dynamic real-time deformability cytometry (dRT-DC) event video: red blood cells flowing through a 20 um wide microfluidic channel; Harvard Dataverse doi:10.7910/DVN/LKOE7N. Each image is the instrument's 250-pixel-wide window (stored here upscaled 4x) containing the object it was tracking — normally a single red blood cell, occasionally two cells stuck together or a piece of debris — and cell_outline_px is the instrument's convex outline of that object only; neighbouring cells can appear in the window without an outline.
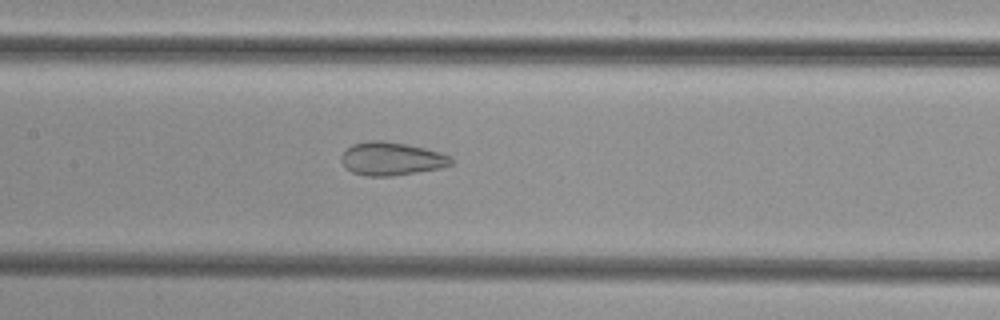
{"species": "common noctule bat (a hibernating species)", "species_latin": "Nyctalus noctula", "temperature_condition": "cold", "stored_images_in_passage": 36, "camera_frame_rate_fps": 3000, "um_per_image_px": 0.085, "animal": {"sex": "female", "body_mass_g": 29.2, "forearm_length_mm": 56.3}, "frame": {"image": 1, "passage_image": 14, "time_ms": 4.333, "image_size_px": [1000, 320], "cell_outline_px": [[456, 160], [452, 164], [440, 168], [392, 176], [364, 176], [352, 172], [340, 160], [340, 156], [352, 144], [368, 140], [384, 140], [408, 144], [440, 152], [452, 156]], "centroid_in_image_um": [33.3, 13.48], "position_along_channel_um": 174.1, "area_um2": 21.44}}
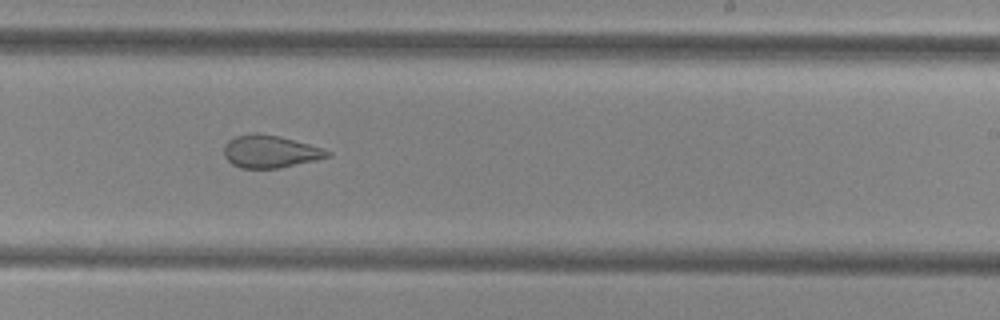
{"frame": {"image": 2, "passage_image": 21, "time_ms": 6.667, "image_size_px": [1000, 320], "cell_outline_px": [[332, 156], [316, 160], [280, 168], [240, 168], [232, 164], [224, 156], [224, 144], [228, 140], [236, 136], [256, 132], [280, 136], [324, 148], [332, 152]], "centroid_in_image_um": [22.98, 12.87], "position_along_channel_um": 266.0, "area_um2": 19.83}}
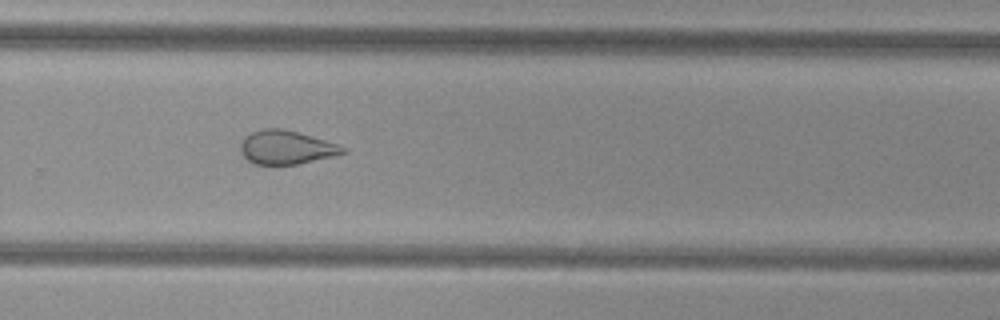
{"frame": {"image": 3, "passage_image": 24, "time_ms": 7.667, "image_size_px": [1000, 320], "cell_outline_px": [[348, 152], [336, 156], [296, 164], [256, 164], [248, 160], [240, 152], [240, 144], [244, 136], [252, 132], [264, 128], [284, 128], [324, 140], [348, 148]], "centroid_in_image_um": [24.34, 12.52], "position_along_channel_um": 305.5, "area_um2": 20.11}}